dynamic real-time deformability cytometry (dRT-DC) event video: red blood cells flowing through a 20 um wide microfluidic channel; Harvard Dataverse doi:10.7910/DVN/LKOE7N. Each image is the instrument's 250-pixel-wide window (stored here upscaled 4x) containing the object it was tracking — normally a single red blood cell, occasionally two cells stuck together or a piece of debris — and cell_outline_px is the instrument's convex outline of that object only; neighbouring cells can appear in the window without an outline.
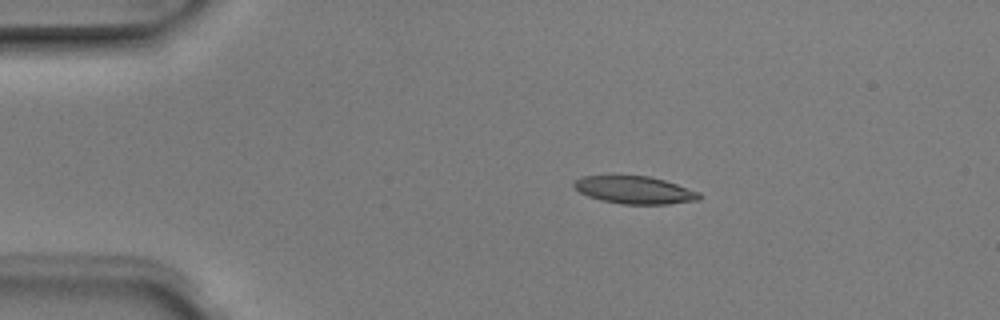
{"species": "Egyptian fruit bat (a non-hibernating species)", "species_latin": "Rousettus aegyptiacus", "temperature_condition": "room temperature", "stored_images_in_passage": 4, "camera_frame_rate_fps": 3000, "um_per_image_px": 0.085, "animal": {"sex": "male"}, "frame": {"image": 1, "passage_image": 3, "time_ms": 0.667, "image_size_px": [1000, 320], "cell_outline_px": [[700, 200], [668, 204], [620, 204], [600, 200], [588, 196], [580, 192], [572, 184], [576, 180], [584, 176], [612, 172], [648, 176], [664, 180], [700, 192]], "centroid_in_image_um": [53.88, 16.1], "position_along_channel_um": 31.1, "area_um2": 20.92}}